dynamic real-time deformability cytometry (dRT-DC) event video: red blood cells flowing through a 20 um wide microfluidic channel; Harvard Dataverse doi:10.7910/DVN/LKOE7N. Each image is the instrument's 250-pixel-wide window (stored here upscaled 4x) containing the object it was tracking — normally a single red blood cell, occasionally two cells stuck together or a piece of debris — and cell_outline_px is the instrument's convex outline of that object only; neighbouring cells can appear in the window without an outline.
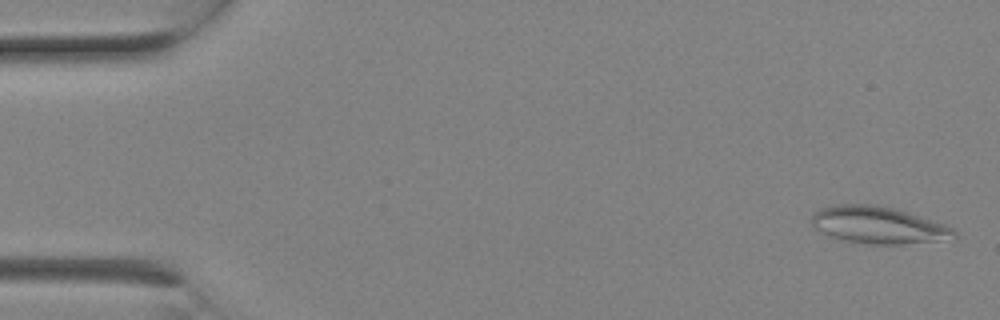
{"species": "Egyptian fruit bat (a non-hibernating species)", "species_latin": "Rousettus aegyptiacus", "temperature_condition": "room temperature", "stored_images_in_passage": 8, "camera_frame_rate_fps": 3000, "um_per_image_px": 0.085, "animal": {"sex": "female"}, "frame": {"image": 1, "passage_image": 1, "time_ms": 0.0, "image_size_px": [1000, 320], "cell_outline_px": [[956, 240], [900, 244], [868, 244], [828, 236], [816, 228], [812, 224], [812, 216], [820, 208], [832, 204], [880, 204], [944, 224], [952, 228], [956, 232]], "centroid_in_image_um": [74.69, 19.13], "position_along_channel_um": 10.3, "area_um2": 30.81}}
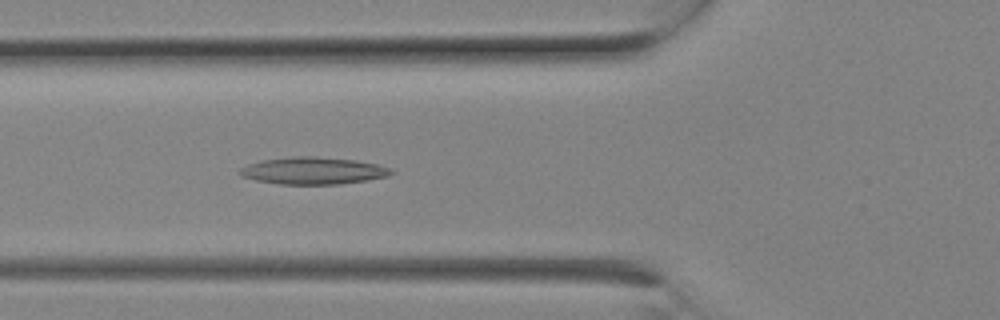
{"frame": {"image": 2, "passage_image": 8, "time_ms": 2.333, "image_size_px": [1000, 320], "cell_outline_px": [[396, 172], [388, 176], [368, 180], [340, 184], [280, 184], [256, 180], [240, 176], [236, 172], [240, 168], [248, 164], [260, 160], [292, 156], [316, 156], [356, 160], [376, 164], [392, 168]], "centroid_in_image_um": [26.61, 14.5], "position_along_channel_um": 99.2, "area_um2": 24.22}}